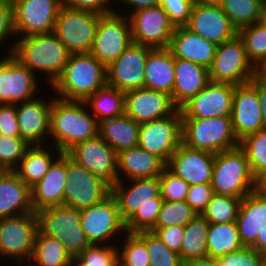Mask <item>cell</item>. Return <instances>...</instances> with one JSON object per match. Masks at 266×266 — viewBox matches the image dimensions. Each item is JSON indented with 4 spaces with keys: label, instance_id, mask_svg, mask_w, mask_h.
Segmentation results:
<instances>
[{
    "label": "cell",
    "instance_id": "bcb514c9",
    "mask_svg": "<svg viewBox=\"0 0 266 266\" xmlns=\"http://www.w3.org/2000/svg\"><path fill=\"white\" fill-rule=\"evenodd\" d=\"M125 239L118 252L119 266H150L146 243L136 233H128Z\"/></svg>",
    "mask_w": 266,
    "mask_h": 266
},
{
    "label": "cell",
    "instance_id": "3957f363",
    "mask_svg": "<svg viewBox=\"0 0 266 266\" xmlns=\"http://www.w3.org/2000/svg\"><path fill=\"white\" fill-rule=\"evenodd\" d=\"M106 84V67L96 57L91 53H71L52 86L62 95L61 99L85 101Z\"/></svg>",
    "mask_w": 266,
    "mask_h": 266
},
{
    "label": "cell",
    "instance_id": "681fc988",
    "mask_svg": "<svg viewBox=\"0 0 266 266\" xmlns=\"http://www.w3.org/2000/svg\"><path fill=\"white\" fill-rule=\"evenodd\" d=\"M161 198L164 201H185L190 185L167 168L159 176Z\"/></svg>",
    "mask_w": 266,
    "mask_h": 266
},
{
    "label": "cell",
    "instance_id": "1f68e13d",
    "mask_svg": "<svg viewBox=\"0 0 266 266\" xmlns=\"http://www.w3.org/2000/svg\"><path fill=\"white\" fill-rule=\"evenodd\" d=\"M166 164L156 155L139 146L117 153V170L124 172L128 180L159 177Z\"/></svg>",
    "mask_w": 266,
    "mask_h": 266
},
{
    "label": "cell",
    "instance_id": "003e7915",
    "mask_svg": "<svg viewBox=\"0 0 266 266\" xmlns=\"http://www.w3.org/2000/svg\"><path fill=\"white\" fill-rule=\"evenodd\" d=\"M262 21L266 24V0L264 1L263 4Z\"/></svg>",
    "mask_w": 266,
    "mask_h": 266
},
{
    "label": "cell",
    "instance_id": "f907efd6",
    "mask_svg": "<svg viewBox=\"0 0 266 266\" xmlns=\"http://www.w3.org/2000/svg\"><path fill=\"white\" fill-rule=\"evenodd\" d=\"M159 5L168 14L170 22L175 26H186L189 23L192 0H159Z\"/></svg>",
    "mask_w": 266,
    "mask_h": 266
},
{
    "label": "cell",
    "instance_id": "f6af8a7d",
    "mask_svg": "<svg viewBox=\"0 0 266 266\" xmlns=\"http://www.w3.org/2000/svg\"><path fill=\"white\" fill-rule=\"evenodd\" d=\"M117 248L113 246L101 247L90 244L83 252L73 259L76 266H119Z\"/></svg>",
    "mask_w": 266,
    "mask_h": 266
},
{
    "label": "cell",
    "instance_id": "52a82bcc",
    "mask_svg": "<svg viewBox=\"0 0 266 266\" xmlns=\"http://www.w3.org/2000/svg\"><path fill=\"white\" fill-rule=\"evenodd\" d=\"M101 14L62 5L54 33L70 53H90Z\"/></svg>",
    "mask_w": 266,
    "mask_h": 266
},
{
    "label": "cell",
    "instance_id": "7402d4cb",
    "mask_svg": "<svg viewBox=\"0 0 266 266\" xmlns=\"http://www.w3.org/2000/svg\"><path fill=\"white\" fill-rule=\"evenodd\" d=\"M177 109L171 96L161 91L138 88L125 92V114L139 124L168 117Z\"/></svg>",
    "mask_w": 266,
    "mask_h": 266
},
{
    "label": "cell",
    "instance_id": "680465c9",
    "mask_svg": "<svg viewBox=\"0 0 266 266\" xmlns=\"http://www.w3.org/2000/svg\"><path fill=\"white\" fill-rule=\"evenodd\" d=\"M256 91L261 105L263 129H266V85L256 82Z\"/></svg>",
    "mask_w": 266,
    "mask_h": 266
},
{
    "label": "cell",
    "instance_id": "e0dca14e",
    "mask_svg": "<svg viewBox=\"0 0 266 266\" xmlns=\"http://www.w3.org/2000/svg\"><path fill=\"white\" fill-rule=\"evenodd\" d=\"M151 49L131 42L124 52L106 67L107 85L124 92L144 88V68Z\"/></svg>",
    "mask_w": 266,
    "mask_h": 266
},
{
    "label": "cell",
    "instance_id": "8fae6325",
    "mask_svg": "<svg viewBox=\"0 0 266 266\" xmlns=\"http://www.w3.org/2000/svg\"><path fill=\"white\" fill-rule=\"evenodd\" d=\"M66 154L111 189L121 180L117 170V152L99 135L75 145Z\"/></svg>",
    "mask_w": 266,
    "mask_h": 266
},
{
    "label": "cell",
    "instance_id": "4316f807",
    "mask_svg": "<svg viewBox=\"0 0 266 266\" xmlns=\"http://www.w3.org/2000/svg\"><path fill=\"white\" fill-rule=\"evenodd\" d=\"M65 185L66 153H62L44 177L31 187V204L34 212L50 206L64 205Z\"/></svg>",
    "mask_w": 266,
    "mask_h": 266
},
{
    "label": "cell",
    "instance_id": "c3c4849f",
    "mask_svg": "<svg viewBox=\"0 0 266 266\" xmlns=\"http://www.w3.org/2000/svg\"><path fill=\"white\" fill-rule=\"evenodd\" d=\"M163 203H146L141 206L126 222V232L137 233L150 231L156 220Z\"/></svg>",
    "mask_w": 266,
    "mask_h": 266
},
{
    "label": "cell",
    "instance_id": "7dc6e473",
    "mask_svg": "<svg viewBox=\"0 0 266 266\" xmlns=\"http://www.w3.org/2000/svg\"><path fill=\"white\" fill-rule=\"evenodd\" d=\"M29 147L20 137L0 135V164L8 171H14Z\"/></svg>",
    "mask_w": 266,
    "mask_h": 266
},
{
    "label": "cell",
    "instance_id": "b9f144b4",
    "mask_svg": "<svg viewBox=\"0 0 266 266\" xmlns=\"http://www.w3.org/2000/svg\"><path fill=\"white\" fill-rule=\"evenodd\" d=\"M136 234L146 243L150 266H184L179 254L170 250L155 233L140 231Z\"/></svg>",
    "mask_w": 266,
    "mask_h": 266
},
{
    "label": "cell",
    "instance_id": "ffe728a7",
    "mask_svg": "<svg viewBox=\"0 0 266 266\" xmlns=\"http://www.w3.org/2000/svg\"><path fill=\"white\" fill-rule=\"evenodd\" d=\"M231 121L238 141L263 129L261 105L256 91V81L234 85Z\"/></svg>",
    "mask_w": 266,
    "mask_h": 266
},
{
    "label": "cell",
    "instance_id": "db71d44e",
    "mask_svg": "<svg viewBox=\"0 0 266 266\" xmlns=\"http://www.w3.org/2000/svg\"><path fill=\"white\" fill-rule=\"evenodd\" d=\"M0 135L19 137L17 104L0 105Z\"/></svg>",
    "mask_w": 266,
    "mask_h": 266
},
{
    "label": "cell",
    "instance_id": "44dd1931",
    "mask_svg": "<svg viewBox=\"0 0 266 266\" xmlns=\"http://www.w3.org/2000/svg\"><path fill=\"white\" fill-rule=\"evenodd\" d=\"M215 154L181 144L171 155L166 168L191 185L211 184Z\"/></svg>",
    "mask_w": 266,
    "mask_h": 266
},
{
    "label": "cell",
    "instance_id": "5bb4252c",
    "mask_svg": "<svg viewBox=\"0 0 266 266\" xmlns=\"http://www.w3.org/2000/svg\"><path fill=\"white\" fill-rule=\"evenodd\" d=\"M129 20L132 42L152 49L169 48L175 26L160 5L133 11Z\"/></svg>",
    "mask_w": 266,
    "mask_h": 266
},
{
    "label": "cell",
    "instance_id": "7a4b0ae2",
    "mask_svg": "<svg viewBox=\"0 0 266 266\" xmlns=\"http://www.w3.org/2000/svg\"><path fill=\"white\" fill-rule=\"evenodd\" d=\"M14 44L9 54L32 72H46L51 84L62 74L71 54L54 32L28 35Z\"/></svg>",
    "mask_w": 266,
    "mask_h": 266
},
{
    "label": "cell",
    "instance_id": "5b68a950",
    "mask_svg": "<svg viewBox=\"0 0 266 266\" xmlns=\"http://www.w3.org/2000/svg\"><path fill=\"white\" fill-rule=\"evenodd\" d=\"M211 185L215 194L241 199L256 190V177L239 146L215 154Z\"/></svg>",
    "mask_w": 266,
    "mask_h": 266
},
{
    "label": "cell",
    "instance_id": "603a6c76",
    "mask_svg": "<svg viewBox=\"0 0 266 266\" xmlns=\"http://www.w3.org/2000/svg\"><path fill=\"white\" fill-rule=\"evenodd\" d=\"M186 27L216 45L231 40L238 34L220 5L193 4Z\"/></svg>",
    "mask_w": 266,
    "mask_h": 266
},
{
    "label": "cell",
    "instance_id": "30bf717a",
    "mask_svg": "<svg viewBox=\"0 0 266 266\" xmlns=\"http://www.w3.org/2000/svg\"><path fill=\"white\" fill-rule=\"evenodd\" d=\"M111 193L106 183L66 154L64 205L81 210L103 201Z\"/></svg>",
    "mask_w": 266,
    "mask_h": 266
},
{
    "label": "cell",
    "instance_id": "74e56055",
    "mask_svg": "<svg viewBox=\"0 0 266 266\" xmlns=\"http://www.w3.org/2000/svg\"><path fill=\"white\" fill-rule=\"evenodd\" d=\"M31 258L37 266H72L73 264V259L56 238L43 235L39 231L36 234Z\"/></svg>",
    "mask_w": 266,
    "mask_h": 266
},
{
    "label": "cell",
    "instance_id": "a7ac6f4b",
    "mask_svg": "<svg viewBox=\"0 0 266 266\" xmlns=\"http://www.w3.org/2000/svg\"><path fill=\"white\" fill-rule=\"evenodd\" d=\"M8 172V170L0 164V179Z\"/></svg>",
    "mask_w": 266,
    "mask_h": 266
},
{
    "label": "cell",
    "instance_id": "816d5d0a",
    "mask_svg": "<svg viewBox=\"0 0 266 266\" xmlns=\"http://www.w3.org/2000/svg\"><path fill=\"white\" fill-rule=\"evenodd\" d=\"M262 255L251 247L227 253L218 258L219 266H260Z\"/></svg>",
    "mask_w": 266,
    "mask_h": 266
},
{
    "label": "cell",
    "instance_id": "836d02e7",
    "mask_svg": "<svg viewBox=\"0 0 266 266\" xmlns=\"http://www.w3.org/2000/svg\"><path fill=\"white\" fill-rule=\"evenodd\" d=\"M237 222L209 223L207 235L208 256L219 258L227 253L244 248Z\"/></svg>",
    "mask_w": 266,
    "mask_h": 266
},
{
    "label": "cell",
    "instance_id": "ab89813d",
    "mask_svg": "<svg viewBox=\"0 0 266 266\" xmlns=\"http://www.w3.org/2000/svg\"><path fill=\"white\" fill-rule=\"evenodd\" d=\"M241 198L214 194L202 216L208 223L236 222Z\"/></svg>",
    "mask_w": 266,
    "mask_h": 266
},
{
    "label": "cell",
    "instance_id": "6f0895ef",
    "mask_svg": "<svg viewBox=\"0 0 266 266\" xmlns=\"http://www.w3.org/2000/svg\"><path fill=\"white\" fill-rule=\"evenodd\" d=\"M111 0H63V4L80 10L92 11L101 15L114 12L108 5Z\"/></svg>",
    "mask_w": 266,
    "mask_h": 266
},
{
    "label": "cell",
    "instance_id": "6125c7cd",
    "mask_svg": "<svg viewBox=\"0 0 266 266\" xmlns=\"http://www.w3.org/2000/svg\"><path fill=\"white\" fill-rule=\"evenodd\" d=\"M135 8L134 11L159 5V0H120Z\"/></svg>",
    "mask_w": 266,
    "mask_h": 266
},
{
    "label": "cell",
    "instance_id": "9f6ffc18",
    "mask_svg": "<svg viewBox=\"0 0 266 266\" xmlns=\"http://www.w3.org/2000/svg\"><path fill=\"white\" fill-rule=\"evenodd\" d=\"M10 33L16 34L13 1L0 2V41H4Z\"/></svg>",
    "mask_w": 266,
    "mask_h": 266
},
{
    "label": "cell",
    "instance_id": "9c48e42d",
    "mask_svg": "<svg viewBox=\"0 0 266 266\" xmlns=\"http://www.w3.org/2000/svg\"><path fill=\"white\" fill-rule=\"evenodd\" d=\"M182 144V116L178 108L172 115L142 123L138 146L159 157L165 164Z\"/></svg>",
    "mask_w": 266,
    "mask_h": 266
},
{
    "label": "cell",
    "instance_id": "f1b7e54d",
    "mask_svg": "<svg viewBox=\"0 0 266 266\" xmlns=\"http://www.w3.org/2000/svg\"><path fill=\"white\" fill-rule=\"evenodd\" d=\"M210 82L209 69L188 60L175 58L173 103L180 108Z\"/></svg>",
    "mask_w": 266,
    "mask_h": 266
},
{
    "label": "cell",
    "instance_id": "03108f58",
    "mask_svg": "<svg viewBox=\"0 0 266 266\" xmlns=\"http://www.w3.org/2000/svg\"><path fill=\"white\" fill-rule=\"evenodd\" d=\"M192 2L198 5H219L221 0H192Z\"/></svg>",
    "mask_w": 266,
    "mask_h": 266
},
{
    "label": "cell",
    "instance_id": "8992f818",
    "mask_svg": "<svg viewBox=\"0 0 266 266\" xmlns=\"http://www.w3.org/2000/svg\"><path fill=\"white\" fill-rule=\"evenodd\" d=\"M182 144L213 154L239 146L231 116L182 118Z\"/></svg>",
    "mask_w": 266,
    "mask_h": 266
},
{
    "label": "cell",
    "instance_id": "6da1fadb",
    "mask_svg": "<svg viewBox=\"0 0 266 266\" xmlns=\"http://www.w3.org/2000/svg\"><path fill=\"white\" fill-rule=\"evenodd\" d=\"M84 101L52 100L50 134L53 136L58 157L75 145L98 135L99 123L83 107Z\"/></svg>",
    "mask_w": 266,
    "mask_h": 266
},
{
    "label": "cell",
    "instance_id": "94428289",
    "mask_svg": "<svg viewBox=\"0 0 266 266\" xmlns=\"http://www.w3.org/2000/svg\"><path fill=\"white\" fill-rule=\"evenodd\" d=\"M184 266H219V261L217 258L207 256L188 260L184 263Z\"/></svg>",
    "mask_w": 266,
    "mask_h": 266
},
{
    "label": "cell",
    "instance_id": "ee69618b",
    "mask_svg": "<svg viewBox=\"0 0 266 266\" xmlns=\"http://www.w3.org/2000/svg\"><path fill=\"white\" fill-rule=\"evenodd\" d=\"M196 215L186 201H164L153 228H164L172 225L185 226Z\"/></svg>",
    "mask_w": 266,
    "mask_h": 266
},
{
    "label": "cell",
    "instance_id": "11a10c76",
    "mask_svg": "<svg viewBox=\"0 0 266 266\" xmlns=\"http://www.w3.org/2000/svg\"><path fill=\"white\" fill-rule=\"evenodd\" d=\"M150 232L155 233L170 250L180 253L184 238V226L152 228Z\"/></svg>",
    "mask_w": 266,
    "mask_h": 266
},
{
    "label": "cell",
    "instance_id": "2644e50d",
    "mask_svg": "<svg viewBox=\"0 0 266 266\" xmlns=\"http://www.w3.org/2000/svg\"><path fill=\"white\" fill-rule=\"evenodd\" d=\"M7 1H13V0H0V2H7Z\"/></svg>",
    "mask_w": 266,
    "mask_h": 266
},
{
    "label": "cell",
    "instance_id": "7bdbcfd3",
    "mask_svg": "<svg viewBox=\"0 0 266 266\" xmlns=\"http://www.w3.org/2000/svg\"><path fill=\"white\" fill-rule=\"evenodd\" d=\"M238 36L242 39L252 64L266 58V24L263 21L239 29Z\"/></svg>",
    "mask_w": 266,
    "mask_h": 266
},
{
    "label": "cell",
    "instance_id": "4fadbf2b",
    "mask_svg": "<svg viewBox=\"0 0 266 266\" xmlns=\"http://www.w3.org/2000/svg\"><path fill=\"white\" fill-rule=\"evenodd\" d=\"M37 232L35 212L0 218V253L20 262L31 260Z\"/></svg>",
    "mask_w": 266,
    "mask_h": 266
},
{
    "label": "cell",
    "instance_id": "60d3db41",
    "mask_svg": "<svg viewBox=\"0 0 266 266\" xmlns=\"http://www.w3.org/2000/svg\"><path fill=\"white\" fill-rule=\"evenodd\" d=\"M253 175L257 178L266 170V129H260L239 141Z\"/></svg>",
    "mask_w": 266,
    "mask_h": 266
},
{
    "label": "cell",
    "instance_id": "ba28073f",
    "mask_svg": "<svg viewBox=\"0 0 266 266\" xmlns=\"http://www.w3.org/2000/svg\"><path fill=\"white\" fill-rule=\"evenodd\" d=\"M253 73L254 64L248 59L244 43L238 34L217 46L213 63L209 68L210 81L236 86L250 82Z\"/></svg>",
    "mask_w": 266,
    "mask_h": 266
},
{
    "label": "cell",
    "instance_id": "f35d334b",
    "mask_svg": "<svg viewBox=\"0 0 266 266\" xmlns=\"http://www.w3.org/2000/svg\"><path fill=\"white\" fill-rule=\"evenodd\" d=\"M265 0H221L220 7L237 29L262 21Z\"/></svg>",
    "mask_w": 266,
    "mask_h": 266
},
{
    "label": "cell",
    "instance_id": "8d00e7d4",
    "mask_svg": "<svg viewBox=\"0 0 266 266\" xmlns=\"http://www.w3.org/2000/svg\"><path fill=\"white\" fill-rule=\"evenodd\" d=\"M54 161L51 154L43 147L29 146L14 171L31 188L44 177Z\"/></svg>",
    "mask_w": 266,
    "mask_h": 266
},
{
    "label": "cell",
    "instance_id": "e575fe53",
    "mask_svg": "<svg viewBox=\"0 0 266 266\" xmlns=\"http://www.w3.org/2000/svg\"><path fill=\"white\" fill-rule=\"evenodd\" d=\"M92 106L97 122L123 116L125 114V92L105 85L96 90L85 101Z\"/></svg>",
    "mask_w": 266,
    "mask_h": 266
},
{
    "label": "cell",
    "instance_id": "d4e9b609",
    "mask_svg": "<svg viewBox=\"0 0 266 266\" xmlns=\"http://www.w3.org/2000/svg\"><path fill=\"white\" fill-rule=\"evenodd\" d=\"M19 104L17 108L19 137L29 146H37L45 134H50L52 101L48 104L44 99L42 101V98H34Z\"/></svg>",
    "mask_w": 266,
    "mask_h": 266
},
{
    "label": "cell",
    "instance_id": "cb8c5ba5",
    "mask_svg": "<svg viewBox=\"0 0 266 266\" xmlns=\"http://www.w3.org/2000/svg\"><path fill=\"white\" fill-rule=\"evenodd\" d=\"M131 182L133 185L128 190L124 188L122 180H118L112 188L120 215L125 222L146 203L164 202L161 198L159 177L131 179Z\"/></svg>",
    "mask_w": 266,
    "mask_h": 266
},
{
    "label": "cell",
    "instance_id": "9a60e30c",
    "mask_svg": "<svg viewBox=\"0 0 266 266\" xmlns=\"http://www.w3.org/2000/svg\"><path fill=\"white\" fill-rule=\"evenodd\" d=\"M15 33L23 37L54 31L63 0H13Z\"/></svg>",
    "mask_w": 266,
    "mask_h": 266
},
{
    "label": "cell",
    "instance_id": "89a4df30",
    "mask_svg": "<svg viewBox=\"0 0 266 266\" xmlns=\"http://www.w3.org/2000/svg\"><path fill=\"white\" fill-rule=\"evenodd\" d=\"M260 266H266V255H262Z\"/></svg>",
    "mask_w": 266,
    "mask_h": 266
},
{
    "label": "cell",
    "instance_id": "f5cc1de1",
    "mask_svg": "<svg viewBox=\"0 0 266 266\" xmlns=\"http://www.w3.org/2000/svg\"><path fill=\"white\" fill-rule=\"evenodd\" d=\"M214 194L211 184L191 185L185 201L196 214H202Z\"/></svg>",
    "mask_w": 266,
    "mask_h": 266
},
{
    "label": "cell",
    "instance_id": "484cf974",
    "mask_svg": "<svg viewBox=\"0 0 266 266\" xmlns=\"http://www.w3.org/2000/svg\"><path fill=\"white\" fill-rule=\"evenodd\" d=\"M217 46L186 26L175 27L169 49L175 58L188 60L209 69L213 63Z\"/></svg>",
    "mask_w": 266,
    "mask_h": 266
},
{
    "label": "cell",
    "instance_id": "4dcf8cb0",
    "mask_svg": "<svg viewBox=\"0 0 266 266\" xmlns=\"http://www.w3.org/2000/svg\"><path fill=\"white\" fill-rule=\"evenodd\" d=\"M31 212H34L31 204V188L15 171H8L0 179V218Z\"/></svg>",
    "mask_w": 266,
    "mask_h": 266
},
{
    "label": "cell",
    "instance_id": "2e32d148",
    "mask_svg": "<svg viewBox=\"0 0 266 266\" xmlns=\"http://www.w3.org/2000/svg\"><path fill=\"white\" fill-rule=\"evenodd\" d=\"M81 227L90 244L103 243L117 231H125L116 197L111 193L103 201L81 209Z\"/></svg>",
    "mask_w": 266,
    "mask_h": 266
},
{
    "label": "cell",
    "instance_id": "91938a15",
    "mask_svg": "<svg viewBox=\"0 0 266 266\" xmlns=\"http://www.w3.org/2000/svg\"><path fill=\"white\" fill-rule=\"evenodd\" d=\"M253 79L257 83L266 85V58L260 59L254 65Z\"/></svg>",
    "mask_w": 266,
    "mask_h": 266
},
{
    "label": "cell",
    "instance_id": "be15d7a7",
    "mask_svg": "<svg viewBox=\"0 0 266 266\" xmlns=\"http://www.w3.org/2000/svg\"><path fill=\"white\" fill-rule=\"evenodd\" d=\"M251 248L257 250L261 255H266V225L262 231L259 232L256 242L251 246Z\"/></svg>",
    "mask_w": 266,
    "mask_h": 266
},
{
    "label": "cell",
    "instance_id": "f546056e",
    "mask_svg": "<svg viewBox=\"0 0 266 266\" xmlns=\"http://www.w3.org/2000/svg\"><path fill=\"white\" fill-rule=\"evenodd\" d=\"M175 57L169 48L151 49L144 68V88L172 96L174 88Z\"/></svg>",
    "mask_w": 266,
    "mask_h": 266
},
{
    "label": "cell",
    "instance_id": "7c38bea8",
    "mask_svg": "<svg viewBox=\"0 0 266 266\" xmlns=\"http://www.w3.org/2000/svg\"><path fill=\"white\" fill-rule=\"evenodd\" d=\"M131 42L129 18L122 17L114 11L100 16L90 53L105 67H108L124 52Z\"/></svg>",
    "mask_w": 266,
    "mask_h": 266
},
{
    "label": "cell",
    "instance_id": "e7e4bbea",
    "mask_svg": "<svg viewBox=\"0 0 266 266\" xmlns=\"http://www.w3.org/2000/svg\"><path fill=\"white\" fill-rule=\"evenodd\" d=\"M256 190L266 194V170L256 178Z\"/></svg>",
    "mask_w": 266,
    "mask_h": 266
},
{
    "label": "cell",
    "instance_id": "d590c367",
    "mask_svg": "<svg viewBox=\"0 0 266 266\" xmlns=\"http://www.w3.org/2000/svg\"><path fill=\"white\" fill-rule=\"evenodd\" d=\"M209 223L201 215L197 214L184 226V238L179 256L185 263L191 259L208 256L207 235Z\"/></svg>",
    "mask_w": 266,
    "mask_h": 266
},
{
    "label": "cell",
    "instance_id": "ac0fdd59",
    "mask_svg": "<svg viewBox=\"0 0 266 266\" xmlns=\"http://www.w3.org/2000/svg\"><path fill=\"white\" fill-rule=\"evenodd\" d=\"M234 85L210 81L181 107L182 118L231 116Z\"/></svg>",
    "mask_w": 266,
    "mask_h": 266
},
{
    "label": "cell",
    "instance_id": "d6a6232c",
    "mask_svg": "<svg viewBox=\"0 0 266 266\" xmlns=\"http://www.w3.org/2000/svg\"><path fill=\"white\" fill-rule=\"evenodd\" d=\"M140 124L126 114L99 123L98 135L117 153L138 146Z\"/></svg>",
    "mask_w": 266,
    "mask_h": 266
},
{
    "label": "cell",
    "instance_id": "83f0119b",
    "mask_svg": "<svg viewBox=\"0 0 266 266\" xmlns=\"http://www.w3.org/2000/svg\"><path fill=\"white\" fill-rule=\"evenodd\" d=\"M237 226L245 247H251L266 225V194L257 190L245 196L240 203Z\"/></svg>",
    "mask_w": 266,
    "mask_h": 266
},
{
    "label": "cell",
    "instance_id": "277c9868",
    "mask_svg": "<svg viewBox=\"0 0 266 266\" xmlns=\"http://www.w3.org/2000/svg\"><path fill=\"white\" fill-rule=\"evenodd\" d=\"M38 231L56 238L72 259L90 245L81 227V210L70 206H50L37 210Z\"/></svg>",
    "mask_w": 266,
    "mask_h": 266
},
{
    "label": "cell",
    "instance_id": "d6986e66",
    "mask_svg": "<svg viewBox=\"0 0 266 266\" xmlns=\"http://www.w3.org/2000/svg\"><path fill=\"white\" fill-rule=\"evenodd\" d=\"M34 75L11 54L3 58L0 61V105L19 104L34 99L38 85Z\"/></svg>",
    "mask_w": 266,
    "mask_h": 266
}]
</instances>
